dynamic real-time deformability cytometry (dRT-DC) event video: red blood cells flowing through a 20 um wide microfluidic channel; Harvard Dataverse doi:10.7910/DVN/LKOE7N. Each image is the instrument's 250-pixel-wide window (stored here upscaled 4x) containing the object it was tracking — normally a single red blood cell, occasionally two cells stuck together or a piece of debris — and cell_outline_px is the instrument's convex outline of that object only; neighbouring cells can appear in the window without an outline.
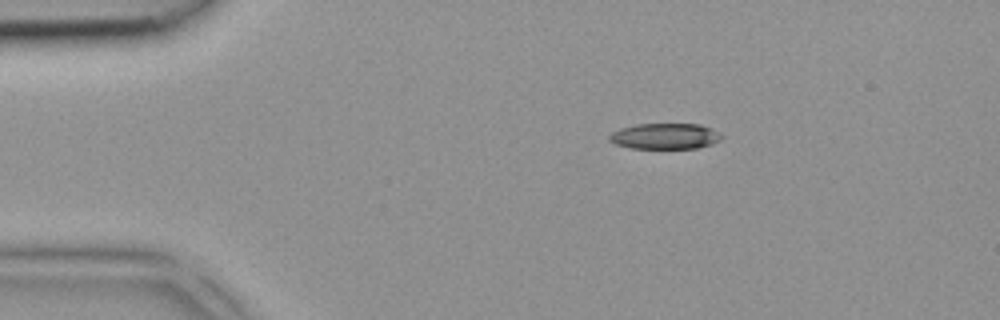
{"species": "common noctule bat (a hibernating species)", "species_latin": "Nyctalus noctula", "temperature_condition": "room temperature", "stored_images_in_passage": 2, "camera_frame_rate_fps": 3000, "um_per_image_px": 0.085, "animal": {"sex": "female", "body_mass_g": 18.4}, "frame": {"image": 1, "passage_image": 1, "time_ms": 0.0, "image_size_px": [1000, 320], "cell_outline_px": [[724, 136], [720, 140], [712, 144], [696, 148], [632, 148], [616, 144], [608, 140], [608, 136], [612, 132], [620, 128], [636, 124], [700, 124], [712, 128]], "centroid_in_image_um": [56.54, 11.57], "position_along_channel_um": 28.5, "area_um2": 16.94}}